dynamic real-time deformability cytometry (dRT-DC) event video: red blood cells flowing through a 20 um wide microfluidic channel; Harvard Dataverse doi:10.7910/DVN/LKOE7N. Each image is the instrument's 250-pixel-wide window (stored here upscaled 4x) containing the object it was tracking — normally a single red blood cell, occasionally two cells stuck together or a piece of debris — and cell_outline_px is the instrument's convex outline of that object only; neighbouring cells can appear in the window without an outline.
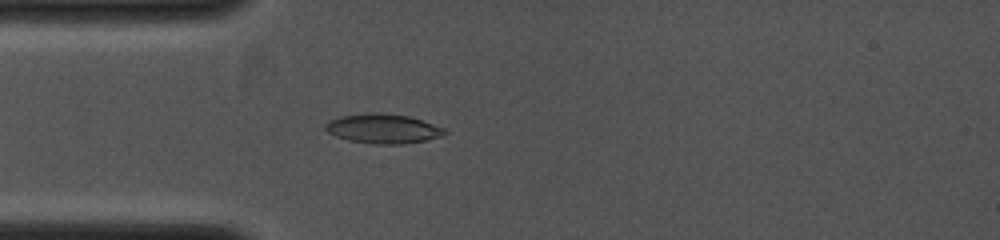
{"species": "common noctule bat (a hibernating species)", "species_latin": "Nyctalus noctula", "temperature_condition": "cold", "stored_images_in_passage": 11, "camera_frame_rate_fps": 4000, "um_per_image_px": 0.085, "animal": {"sex": "female", "body_mass_g": 19.0, "forearm_length_mm": 53.3}, "frame": {"image": 1, "passage_image": 7, "time_ms": 2.5, "image_size_px": [1000, 240], "cell_outline_px": [[448, 132], [440, 136], [424, 140], [404, 144], [376, 144], [348, 140], [336, 136], [328, 132], [324, 128], [324, 124], [328, 120], [340, 116], [372, 112], [380, 112], [408, 116], [444, 128]], "centroid_in_image_um": [32.5, 10.93], "position_along_channel_um": 52.5, "area_um2": 20.4}}
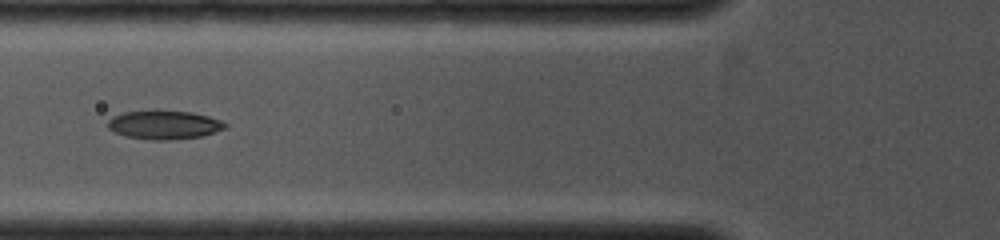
{"frame": {"image": 2, "passage_image": 10, "time_ms": 3.75, "image_size_px": [1000, 240], "cell_outline_px": [[228, 124], [224, 128], [200, 136], [172, 140], [152, 140], [124, 136], [108, 128], [108, 120], [112, 116], [124, 112], [152, 108], [156, 108], [192, 112], [208, 116], [220, 120]], "centroid_in_image_um": [13.9, 10.57], "position_along_channel_um": 111.9, "area_um2": 20.11}}